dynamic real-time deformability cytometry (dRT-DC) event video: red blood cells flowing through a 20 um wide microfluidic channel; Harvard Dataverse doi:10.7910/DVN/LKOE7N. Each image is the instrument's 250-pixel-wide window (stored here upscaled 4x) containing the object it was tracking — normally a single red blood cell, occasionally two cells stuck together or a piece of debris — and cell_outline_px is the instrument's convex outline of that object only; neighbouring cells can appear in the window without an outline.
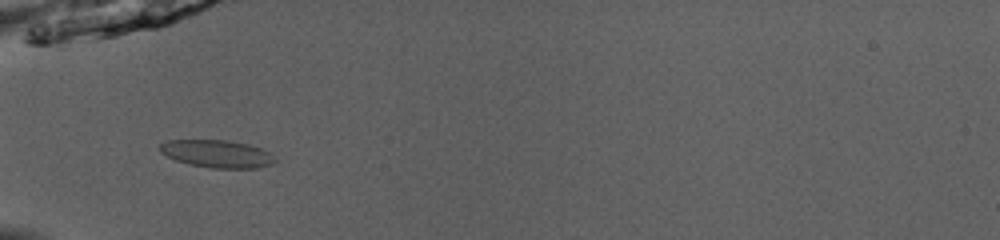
{"species": "common noctule bat (a hibernating species)", "species_latin": "Nyctalus noctula", "temperature_condition": "room temperature", "stored_images_in_passage": 34, "camera_frame_rate_fps": 3000, "um_per_image_px": 0.085, "animal": {"sex": "male", "body_mass_g": 13.0, "forearm_length_mm": 53.1}, "frame": {"image": 1, "passage_image": 2, "time_ms": 0.333, "image_size_px": [1000, 240], "cell_outline_px": [[276, 160], [272, 164], [256, 168], [212, 168], [188, 164], [176, 160], [160, 152], [160, 144], [168, 140], [224, 140], [248, 144], [260, 148], [268, 152]], "centroid_in_image_um": [18.43, 13.07], "position_along_channel_um": 66.6, "area_um2": 18.32}}
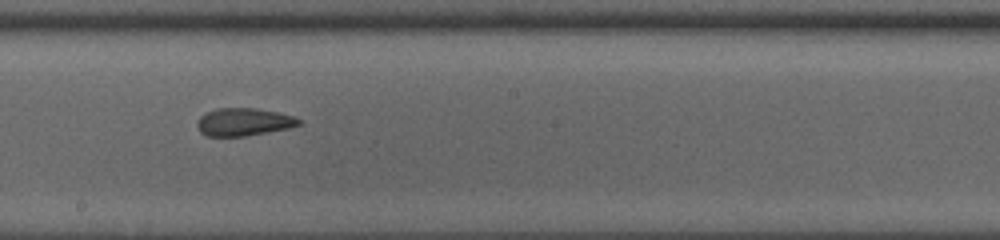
{"frame": {"image": 2, "passage_image": 14, "time_ms": 4.333, "image_size_px": [1000, 240], "cell_outline_px": [[300, 124], [288, 128], [268, 132], [244, 136], [208, 136], [200, 132], [196, 124], [200, 116], [216, 108], [256, 108], [276, 112], [292, 116], [300, 120]], "centroid_in_image_um": [20.68, 10.36], "position_along_channel_um": 227.5, "area_um2": 16.24}}
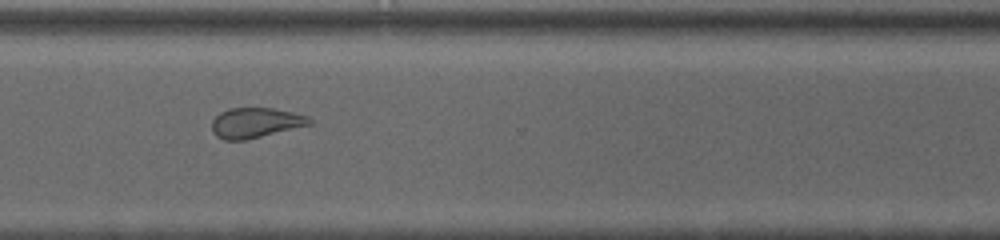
{"frame": {"image": 3, "passage_image": 23, "time_ms": 7.333, "image_size_px": [1000, 240], "cell_outline_px": [[312, 124], [244, 140], [224, 140], [216, 136], [212, 132], [212, 120], [220, 112], [228, 108], [272, 108], [292, 112], [308, 116], [312, 120]], "centroid_in_image_um": [21.69, 10.43], "position_along_channel_um": 348.9, "area_um2": 17.05}, "authors_computed_cell_mechanics": {"area_um2": 17.34, "velocity_mm_per_s": 4.0562, "shape_relaxation_time_tau1_ms": null, "shape_relaxation_time_tau2_ms": 1.8859, "deformation_change_tau1": null, "deformation_change_tau2": 0.0847}}